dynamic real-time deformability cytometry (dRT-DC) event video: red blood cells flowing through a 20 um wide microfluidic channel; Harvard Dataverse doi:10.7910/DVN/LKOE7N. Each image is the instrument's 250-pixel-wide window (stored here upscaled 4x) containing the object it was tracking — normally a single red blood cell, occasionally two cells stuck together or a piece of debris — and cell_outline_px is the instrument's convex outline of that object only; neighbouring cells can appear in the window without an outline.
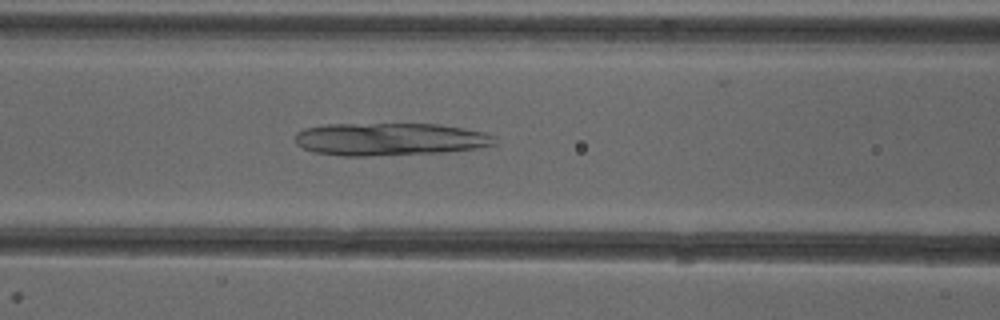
{"species": "common noctule bat (a hibernating species)", "species_latin": "Nyctalus noctula", "temperature_condition": "cold", "stored_images_in_passage": 41, "camera_frame_rate_fps": 3000, "um_per_image_px": 0.085, "animal": {"sex": "female"}, "frame": {"image": 1, "passage_image": 20, "time_ms": 6.333, "image_size_px": [1000, 320], "cell_outline_px": [[496, 144], [476, 148], [444, 152], [368, 156], [340, 156], [316, 152], [304, 148], [296, 144], [296, 132], [304, 128], [324, 124], [440, 124], [464, 128], [484, 132], [496, 136]], "centroid_in_image_um": [33.14, 11.83], "position_along_channel_um": 133.5, "area_um2": 38.15}}
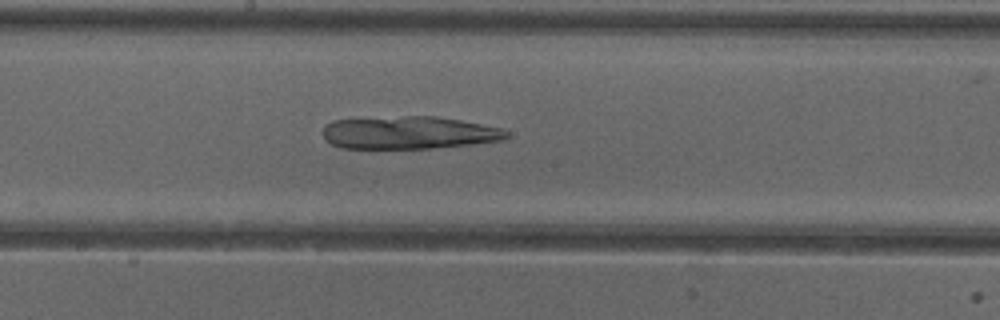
{"frame": {"image": 2, "passage_image": 26, "time_ms": 8.333, "image_size_px": [1000, 320], "cell_outline_px": [[512, 136], [504, 140], [432, 148], [340, 148], [332, 144], [324, 136], [324, 124], [332, 120], [408, 116], [436, 116], [460, 120], [500, 128], [508, 132]], "centroid_in_image_um": [34.77, 11.27], "position_along_channel_um": 213.4, "area_um2": 34.8}}
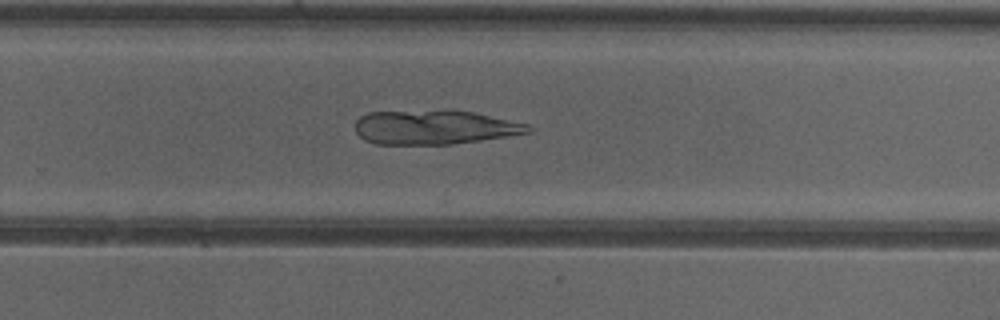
{"frame": {"image": 3, "passage_image": 32, "time_ms": 10.333, "image_size_px": [1000, 320], "cell_outline_px": [[532, 132], [508, 136], [452, 144], [376, 144], [364, 140], [356, 132], [356, 120], [360, 116], [368, 112], [444, 108], [472, 112], [528, 124], [532, 128]], "centroid_in_image_um": [36.9, 10.79], "position_along_channel_um": 292.9, "area_um2": 35.08}}